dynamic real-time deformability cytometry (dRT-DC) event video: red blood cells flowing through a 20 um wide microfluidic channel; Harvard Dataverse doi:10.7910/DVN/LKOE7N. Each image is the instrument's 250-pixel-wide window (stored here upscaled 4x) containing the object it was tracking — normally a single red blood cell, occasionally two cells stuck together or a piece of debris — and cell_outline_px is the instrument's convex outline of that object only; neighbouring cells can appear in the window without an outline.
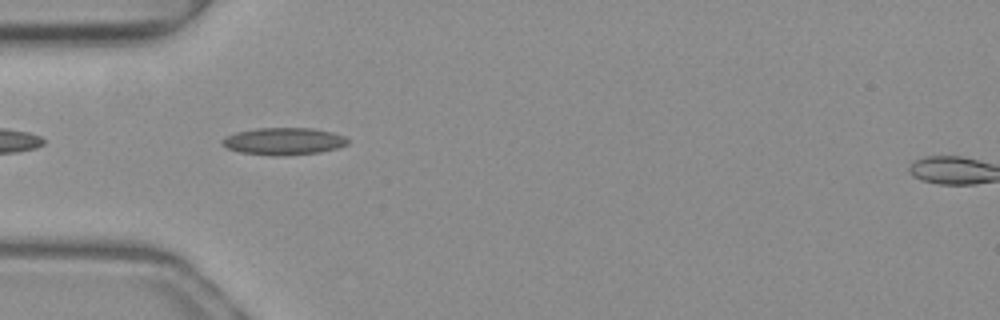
{"species": "common noctule bat (a hibernating species)", "species_latin": "Nyctalus noctula", "temperature_condition": "warm", "stored_images_in_passage": 38, "camera_frame_rate_fps": 3000, "um_per_image_px": 0.085, "animal": {"sex": "female", "body_mass_g": 19.3, "forearm_length_mm": 54.1}, "frame": {"image": 1, "passage_image": 3, "time_ms": 0.667, "image_size_px": [1000, 320], "cell_outline_px": [[348, 144], [336, 148], [320, 152], [288, 156], [276, 156], [240, 152], [228, 148], [220, 144], [220, 140], [224, 136], [236, 132], [256, 128], [312, 128], [332, 132], [344, 136], [348, 140]], "centroid_in_image_um": [24.07, 12.01], "position_along_channel_um": 60.9, "area_um2": 20.06}}
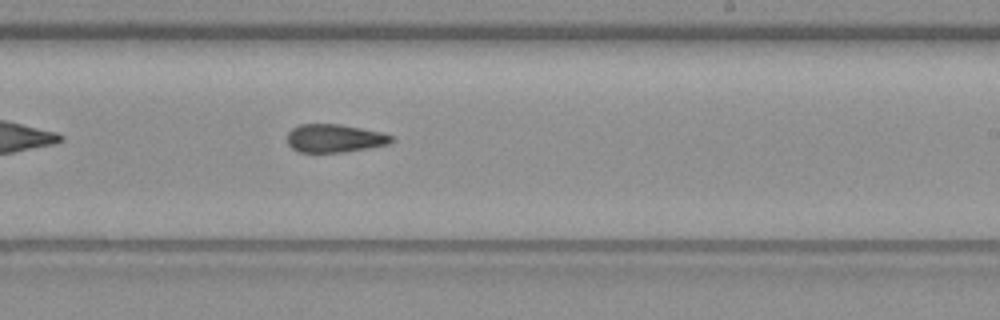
{"frame": {"image": 2, "passage_image": 18, "time_ms": 5.667, "image_size_px": [1000, 320], "cell_outline_px": [[392, 140], [388, 144], [368, 148], [344, 152], [296, 152], [288, 144], [288, 132], [292, 128], [300, 124], [340, 124], [380, 132], [392, 136]], "centroid_in_image_um": [28.39, 11.76], "position_along_channel_um": 260.6, "area_um2": 16.99}}
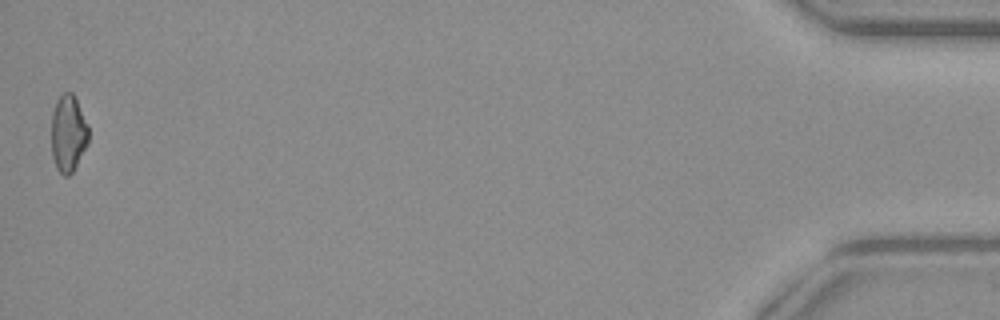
{"frame": {"image": 3, "passage_image": 38, "time_ms": 12.333, "image_size_px": [1000, 320], "cell_outline_px": [[88, 144], [72, 172], [68, 176], [64, 176], [56, 168], [52, 156], [52, 112], [56, 100], [64, 92], [72, 92], [88, 124]], "centroid_in_image_um": [5.8, 11.34], "position_along_channel_um": 429.4, "area_um2": 16.59}, "authors_computed_cell_mechanics": {"area_um2": 17.4267, "velocity_mm_per_s": 4.0316, "shape_relaxation_time_tau1_ms": null, "shape_relaxation_time_tau2_ms": 4.8663, "deformation_change_tau1": null, "deformation_change_tau2": 0.1469}}